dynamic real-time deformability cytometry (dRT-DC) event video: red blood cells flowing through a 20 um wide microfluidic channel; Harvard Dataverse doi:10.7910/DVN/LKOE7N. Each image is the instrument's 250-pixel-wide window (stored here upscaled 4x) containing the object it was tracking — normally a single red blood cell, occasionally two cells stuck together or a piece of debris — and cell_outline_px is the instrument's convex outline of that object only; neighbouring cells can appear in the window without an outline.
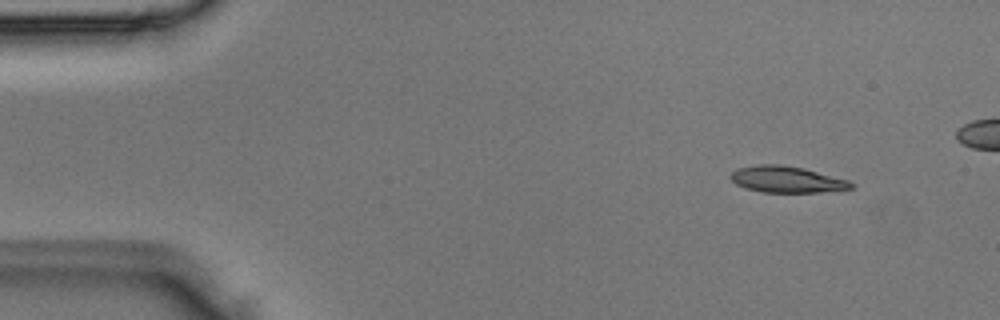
{"species": "Egyptian fruit bat (a non-hibernating species)", "species_latin": "Rousettus aegyptiacus", "temperature_condition": "room temperature", "stored_images_in_passage": 5, "camera_frame_rate_fps": 3000, "um_per_image_px": 0.085, "animal": {"sex": "male"}, "frame": {"image": 1, "passage_image": 1, "time_ms": 0.0, "image_size_px": [1000, 320], "cell_outline_px": [[856, 188], [820, 192], [760, 192], [736, 184], [728, 176], [736, 168], [760, 164], [780, 164], [804, 168], [848, 180], [856, 184]], "centroid_in_image_um": [66.89, 15.25], "position_along_channel_um": 18.1, "area_um2": 18.61}}
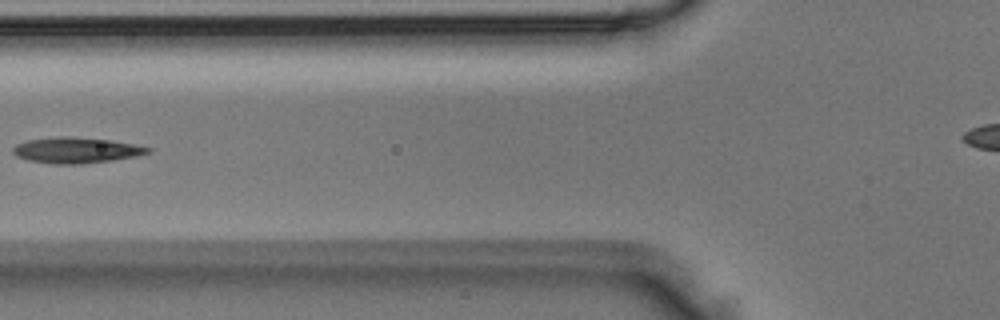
{"frame": {"image": 2, "passage_image": 5, "time_ms": 1.333, "image_size_px": [1000, 320], "cell_outline_px": [[152, 152], [136, 156], [112, 160], [80, 164], [52, 164], [28, 160], [16, 156], [12, 152], [12, 148], [16, 144], [28, 140], [60, 136], [72, 136], [108, 140], [132, 144], [152, 148]], "centroid_in_image_um": [6.45, 12.77], "position_along_channel_um": 119.3, "area_um2": 20.23}}